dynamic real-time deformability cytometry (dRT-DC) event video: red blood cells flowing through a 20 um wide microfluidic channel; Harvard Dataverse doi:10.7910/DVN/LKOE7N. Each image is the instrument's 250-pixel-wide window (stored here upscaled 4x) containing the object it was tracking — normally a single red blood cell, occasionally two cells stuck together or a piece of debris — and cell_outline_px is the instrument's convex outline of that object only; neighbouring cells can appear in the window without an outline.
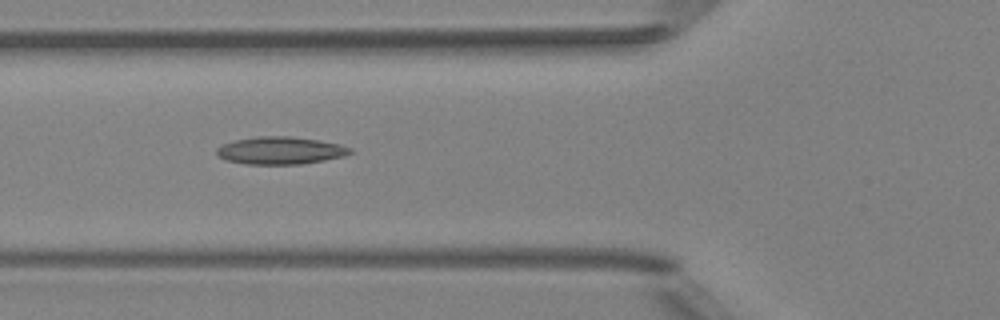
{"species": "Egyptian fruit bat (a non-hibernating species)", "species_latin": "Rousettus aegyptiacus", "temperature_condition": "room temperature", "stored_images_in_passage": 5, "camera_frame_rate_fps": 3000, "um_per_image_px": 0.085, "animal": {"sex": "female"}, "frame": {"image": 1, "passage_image": 3, "time_ms": 0.667, "image_size_px": [1000, 320], "cell_outline_px": [[352, 152], [344, 156], [324, 160], [300, 164], [244, 164], [224, 160], [216, 152], [216, 148], [224, 144], [236, 140], [256, 136], [288, 136], [316, 140], [340, 144], [352, 148]], "centroid_in_image_um": [23.82, 12.8], "position_along_channel_um": 102.0, "area_um2": 21.27}}
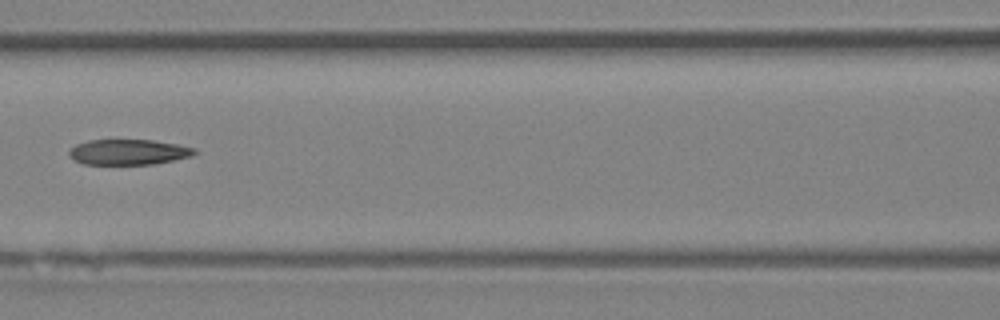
{"frame": {"image": 2, "passage_image": 4, "time_ms": 1.0, "image_size_px": [1000, 320], "cell_outline_px": [[196, 152], [192, 156], [152, 164], [84, 164], [68, 156], [68, 152], [76, 144], [88, 140], [152, 140], [176, 144], [196, 148]], "centroid_in_image_um": [10.91, 12.92], "position_along_channel_um": 155.7, "area_um2": 18.44}}
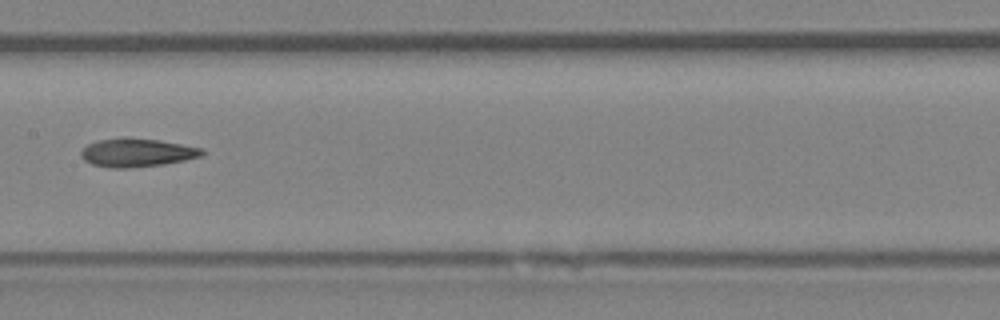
{"frame": {"image": 3, "passage_image": 5, "time_ms": 1.333, "image_size_px": [1000, 320], "cell_outline_px": [[204, 152], [200, 156], [184, 160], [164, 164], [128, 168], [108, 168], [92, 164], [84, 160], [80, 156], [80, 152], [88, 144], [96, 140], [124, 136], [128, 136], [160, 140], [204, 148]], "centroid_in_image_um": [11.6, 12.95], "position_along_channel_um": 195.8, "area_um2": 20.4}}